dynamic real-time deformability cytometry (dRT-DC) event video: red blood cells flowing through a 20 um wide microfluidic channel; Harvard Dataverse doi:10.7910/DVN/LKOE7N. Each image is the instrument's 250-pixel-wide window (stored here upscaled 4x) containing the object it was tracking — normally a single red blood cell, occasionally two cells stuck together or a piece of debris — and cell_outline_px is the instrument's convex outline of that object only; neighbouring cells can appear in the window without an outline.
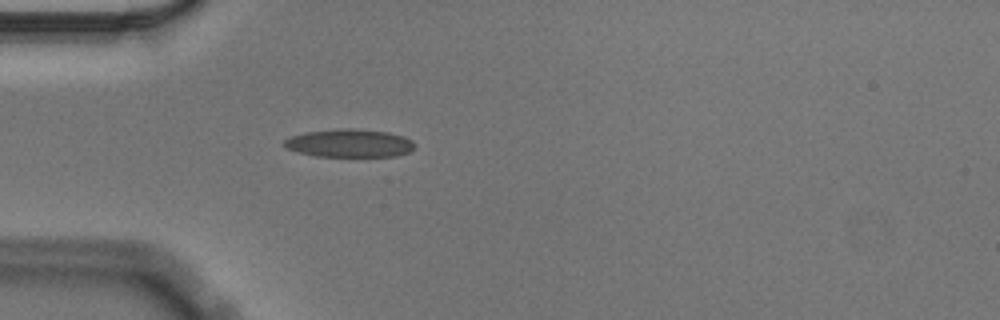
{"species": "Egyptian fruit bat (a non-hibernating species)", "species_latin": "Rousettus aegyptiacus", "temperature_condition": "cold", "stored_images_in_passage": 38, "camera_frame_rate_fps": 3000, "um_per_image_px": 0.085, "animal": {"sex": "male"}, "frame": {"image": 1, "passage_image": 1, "time_ms": 0.0, "image_size_px": [1000, 320], "cell_outline_px": [[416, 144], [408, 152], [396, 156], [316, 156], [300, 152], [288, 148], [284, 144], [284, 140], [292, 136], [304, 132], [344, 128], [348, 128], [388, 132], [404, 136], [412, 140]], "centroid_in_image_um": [29.73, 12.16], "position_along_channel_um": 55.3, "area_um2": 21.1}}
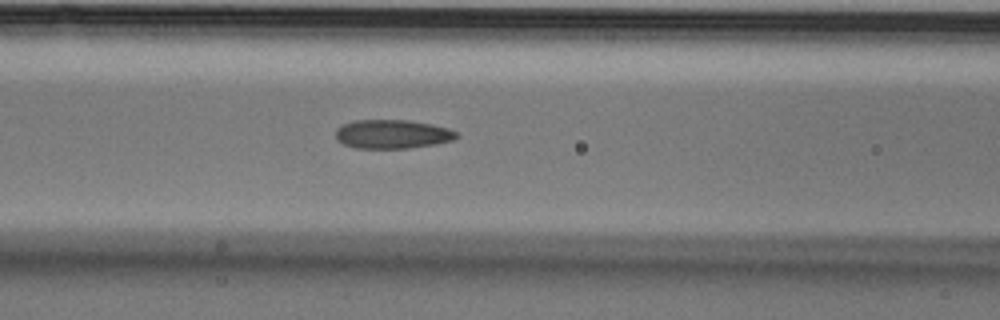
{"frame": {"image": 2, "passage_image": 8, "time_ms": 2.333, "image_size_px": [1000, 320], "cell_outline_px": [[460, 136], [452, 140], [436, 144], [408, 148], [356, 148], [344, 144], [336, 140], [336, 128], [344, 124], [356, 120], [408, 120], [432, 124], [448, 128], [456, 132]], "centroid_in_image_um": [33.35, 11.4], "position_along_channel_um": 133.2, "area_um2": 20.35}}
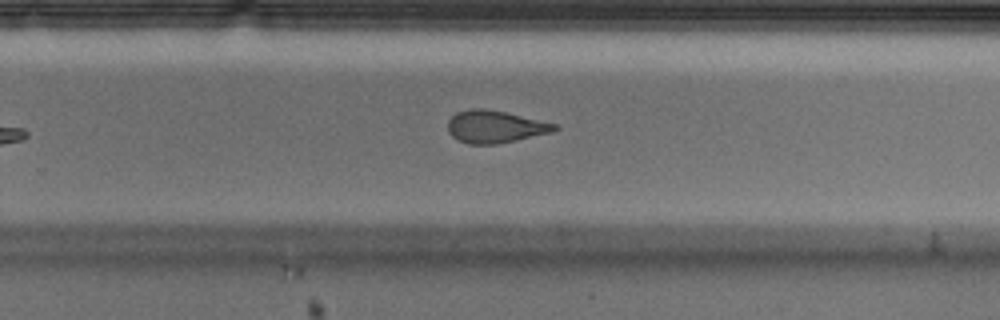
{"frame": {"image": 3, "passage_image": 21, "time_ms": 6.667, "image_size_px": [1000, 320], "cell_outline_px": [[560, 128], [552, 132], [516, 140], [496, 144], [468, 144], [452, 136], [448, 132], [448, 120], [456, 112], [472, 108], [484, 108], [504, 112], [556, 124]], "centroid_in_image_um": [42.05, 10.77], "position_along_channel_um": 287.7, "area_um2": 19.94}, "authors_computed_cell_mechanics": {"area_um2": 20.6057, "velocity_mm_per_s": 3.57, "shape_relaxation_time_tau1_ms": 11.3037, "shape_relaxation_time_tau2_ms": 1.9717, "deformation_change_tau1": 0.2146, "deformation_change_tau2": 0.0843}}